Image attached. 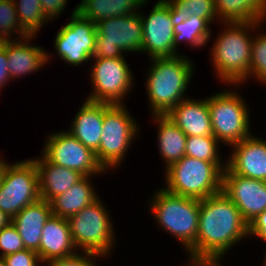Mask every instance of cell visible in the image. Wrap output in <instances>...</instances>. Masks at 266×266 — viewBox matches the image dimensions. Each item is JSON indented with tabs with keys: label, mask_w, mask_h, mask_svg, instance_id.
Wrapping results in <instances>:
<instances>
[{
	"label": "cell",
	"mask_w": 266,
	"mask_h": 266,
	"mask_svg": "<svg viewBox=\"0 0 266 266\" xmlns=\"http://www.w3.org/2000/svg\"><path fill=\"white\" fill-rule=\"evenodd\" d=\"M148 205L160 228L174 235L183 244L186 253H195L200 200L176 195L161 187L154 192Z\"/></svg>",
	"instance_id": "5b68a950"
},
{
	"label": "cell",
	"mask_w": 266,
	"mask_h": 266,
	"mask_svg": "<svg viewBox=\"0 0 266 266\" xmlns=\"http://www.w3.org/2000/svg\"><path fill=\"white\" fill-rule=\"evenodd\" d=\"M42 155L52 164L75 170L84 176H95L105 171L95 153L84 146L69 131H57L47 137Z\"/></svg>",
	"instance_id": "4fadbf2b"
},
{
	"label": "cell",
	"mask_w": 266,
	"mask_h": 266,
	"mask_svg": "<svg viewBox=\"0 0 266 266\" xmlns=\"http://www.w3.org/2000/svg\"><path fill=\"white\" fill-rule=\"evenodd\" d=\"M70 17V21L57 32L54 48L60 60L79 66L92 60L97 36L96 23L82 17L77 7Z\"/></svg>",
	"instance_id": "7c38bea8"
},
{
	"label": "cell",
	"mask_w": 266,
	"mask_h": 266,
	"mask_svg": "<svg viewBox=\"0 0 266 266\" xmlns=\"http://www.w3.org/2000/svg\"><path fill=\"white\" fill-rule=\"evenodd\" d=\"M36 35H29L25 38H15L14 40H6V53L9 74L11 80L18 77L32 74L44 64L50 62V53L46 52L41 46L30 44L31 39H35Z\"/></svg>",
	"instance_id": "e0dca14e"
},
{
	"label": "cell",
	"mask_w": 266,
	"mask_h": 266,
	"mask_svg": "<svg viewBox=\"0 0 266 266\" xmlns=\"http://www.w3.org/2000/svg\"><path fill=\"white\" fill-rule=\"evenodd\" d=\"M73 243L68 220L52 215L45 223L39 249L36 251L43 263L71 256L78 251Z\"/></svg>",
	"instance_id": "d6986e66"
},
{
	"label": "cell",
	"mask_w": 266,
	"mask_h": 266,
	"mask_svg": "<svg viewBox=\"0 0 266 266\" xmlns=\"http://www.w3.org/2000/svg\"><path fill=\"white\" fill-rule=\"evenodd\" d=\"M11 33L20 39L29 36L18 21L14 0H0V41L11 40Z\"/></svg>",
	"instance_id": "4dcf8cb0"
},
{
	"label": "cell",
	"mask_w": 266,
	"mask_h": 266,
	"mask_svg": "<svg viewBox=\"0 0 266 266\" xmlns=\"http://www.w3.org/2000/svg\"><path fill=\"white\" fill-rule=\"evenodd\" d=\"M5 266H39L42 263L38 253L34 250L23 249L2 257Z\"/></svg>",
	"instance_id": "e575fe53"
},
{
	"label": "cell",
	"mask_w": 266,
	"mask_h": 266,
	"mask_svg": "<svg viewBox=\"0 0 266 266\" xmlns=\"http://www.w3.org/2000/svg\"><path fill=\"white\" fill-rule=\"evenodd\" d=\"M90 178L91 176H85L81 181L50 202L54 216L68 219L99 197L94 186L91 185Z\"/></svg>",
	"instance_id": "603a6c76"
},
{
	"label": "cell",
	"mask_w": 266,
	"mask_h": 266,
	"mask_svg": "<svg viewBox=\"0 0 266 266\" xmlns=\"http://www.w3.org/2000/svg\"><path fill=\"white\" fill-rule=\"evenodd\" d=\"M92 59L94 64L89 75L94 89L86 100L112 105L125 104L124 96L130 93L135 80L124 57Z\"/></svg>",
	"instance_id": "8fae6325"
},
{
	"label": "cell",
	"mask_w": 266,
	"mask_h": 266,
	"mask_svg": "<svg viewBox=\"0 0 266 266\" xmlns=\"http://www.w3.org/2000/svg\"><path fill=\"white\" fill-rule=\"evenodd\" d=\"M98 197L84 209L68 218L71 237L77 250L109 258L115 245V232L109 209ZM114 244V245H113Z\"/></svg>",
	"instance_id": "8992f818"
},
{
	"label": "cell",
	"mask_w": 266,
	"mask_h": 266,
	"mask_svg": "<svg viewBox=\"0 0 266 266\" xmlns=\"http://www.w3.org/2000/svg\"><path fill=\"white\" fill-rule=\"evenodd\" d=\"M38 172L40 199L51 202L85 176L75 170L52 164L43 156L32 159Z\"/></svg>",
	"instance_id": "ffe728a7"
},
{
	"label": "cell",
	"mask_w": 266,
	"mask_h": 266,
	"mask_svg": "<svg viewBox=\"0 0 266 266\" xmlns=\"http://www.w3.org/2000/svg\"><path fill=\"white\" fill-rule=\"evenodd\" d=\"M260 32L253 37L249 78L252 76L266 84V32Z\"/></svg>",
	"instance_id": "1f68e13d"
},
{
	"label": "cell",
	"mask_w": 266,
	"mask_h": 266,
	"mask_svg": "<svg viewBox=\"0 0 266 266\" xmlns=\"http://www.w3.org/2000/svg\"><path fill=\"white\" fill-rule=\"evenodd\" d=\"M7 164L8 163L5 160L0 159V183Z\"/></svg>",
	"instance_id": "60d3db41"
},
{
	"label": "cell",
	"mask_w": 266,
	"mask_h": 266,
	"mask_svg": "<svg viewBox=\"0 0 266 266\" xmlns=\"http://www.w3.org/2000/svg\"><path fill=\"white\" fill-rule=\"evenodd\" d=\"M147 15L140 14L143 27L141 53L146 52L151 59L179 55L173 46L174 25L170 18L168 2L157 1L150 14Z\"/></svg>",
	"instance_id": "5bb4252c"
},
{
	"label": "cell",
	"mask_w": 266,
	"mask_h": 266,
	"mask_svg": "<svg viewBox=\"0 0 266 266\" xmlns=\"http://www.w3.org/2000/svg\"><path fill=\"white\" fill-rule=\"evenodd\" d=\"M237 91L224 90L208 98L213 136L230 147L251 136L249 109Z\"/></svg>",
	"instance_id": "ba28073f"
},
{
	"label": "cell",
	"mask_w": 266,
	"mask_h": 266,
	"mask_svg": "<svg viewBox=\"0 0 266 266\" xmlns=\"http://www.w3.org/2000/svg\"><path fill=\"white\" fill-rule=\"evenodd\" d=\"M104 257L90 252L75 253L71 256L47 261L46 266H96L95 259ZM95 258V259H94Z\"/></svg>",
	"instance_id": "836d02e7"
},
{
	"label": "cell",
	"mask_w": 266,
	"mask_h": 266,
	"mask_svg": "<svg viewBox=\"0 0 266 266\" xmlns=\"http://www.w3.org/2000/svg\"><path fill=\"white\" fill-rule=\"evenodd\" d=\"M39 199L38 172L32 158L8 163L0 183V209L12 219Z\"/></svg>",
	"instance_id": "30bf717a"
},
{
	"label": "cell",
	"mask_w": 266,
	"mask_h": 266,
	"mask_svg": "<svg viewBox=\"0 0 266 266\" xmlns=\"http://www.w3.org/2000/svg\"><path fill=\"white\" fill-rule=\"evenodd\" d=\"M214 6L223 23L266 21V0H214Z\"/></svg>",
	"instance_id": "cb8c5ba5"
},
{
	"label": "cell",
	"mask_w": 266,
	"mask_h": 266,
	"mask_svg": "<svg viewBox=\"0 0 266 266\" xmlns=\"http://www.w3.org/2000/svg\"><path fill=\"white\" fill-rule=\"evenodd\" d=\"M12 219L0 209V229L8 226Z\"/></svg>",
	"instance_id": "ab89813d"
},
{
	"label": "cell",
	"mask_w": 266,
	"mask_h": 266,
	"mask_svg": "<svg viewBox=\"0 0 266 266\" xmlns=\"http://www.w3.org/2000/svg\"><path fill=\"white\" fill-rule=\"evenodd\" d=\"M170 5V18L174 26L184 22L187 17L205 18L210 24L218 17L214 0H166Z\"/></svg>",
	"instance_id": "83f0119b"
},
{
	"label": "cell",
	"mask_w": 266,
	"mask_h": 266,
	"mask_svg": "<svg viewBox=\"0 0 266 266\" xmlns=\"http://www.w3.org/2000/svg\"><path fill=\"white\" fill-rule=\"evenodd\" d=\"M146 82L152 115H166L184 97L192 76L193 63L183 55L153 58ZM193 74V75H192Z\"/></svg>",
	"instance_id": "3957f363"
},
{
	"label": "cell",
	"mask_w": 266,
	"mask_h": 266,
	"mask_svg": "<svg viewBox=\"0 0 266 266\" xmlns=\"http://www.w3.org/2000/svg\"><path fill=\"white\" fill-rule=\"evenodd\" d=\"M257 236L266 242V210L249 224V236Z\"/></svg>",
	"instance_id": "f35d334b"
},
{
	"label": "cell",
	"mask_w": 266,
	"mask_h": 266,
	"mask_svg": "<svg viewBox=\"0 0 266 266\" xmlns=\"http://www.w3.org/2000/svg\"><path fill=\"white\" fill-rule=\"evenodd\" d=\"M104 121V103L84 101L69 132L94 153L100 146Z\"/></svg>",
	"instance_id": "7402d4cb"
},
{
	"label": "cell",
	"mask_w": 266,
	"mask_h": 266,
	"mask_svg": "<svg viewBox=\"0 0 266 266\" xmlns=\"http://www.w3.org/2000/svg\"><path fill=\"white\" fill-rule=\"evenodd\" d=\"M42 5V11L46 17L53 21L54 18L60 16L64 11L67 0H40Z\"/></svg>",
	"instance_id": "8d00e7d4"
},
{
	"label": "cell",
	"mask_w": 266,
	"mask_h": 266,
	"mask_svg": "<svg viewBox=\"0 0 266 266\" xmlns=\"http://www.w3.org/2000/svg\"><path fill=\"white\" fill-rule=\"evenodd\" d=\"M265 260H263L264 264L262 266H266V254H265Z\"/></svg>",
	"instance_id": "7bdbcfd3"
},
{
	"label": "cell",
	"mask_w": 266,
	"mask_h": 266,
	"mask_svg": "<svg viewBox=\"0 0 266 266\" xmlns=\"http://www.w3.org/2000/svg\"><path fill=\"white\" fill-rule=\"evenodd\" d=\"M97 36L92 58H122L142 51L143 27L140 12L105 18L96 23Z\"/></svg>",
	"instance_id": "9c48e42d"
},
{
	"label": "cell",
	"mask_w": 266,
	"mask_h": 266,
	"mask_svg": "<svg viewBox=\"0 0 266 266\" xmlns=\"http://www.w3.org/2000/svg\"><path fill=\"white\" fill-rule=\"evenodd\" d=\"M8 81L12 80L8 68L6 40H1L0 41V90H2L4 86H6Z\"/></svg>",
	"instance_id": "74e56055"
},
{
	"label": "cell",
	"mask_w": 266,
	"mask_h": 266,
	"mask_svg": "<svg viewBox=\"0 0 266 266\" xmlns=\"http://www.w3.org/2000/svg\"><path fill=\"white\" fill-rule=\"evenodd\" d=\"M25 249L20 234L12 222L0 229V258Z\"/></svg>",
	"instance_id": "d6a6232c"
},
{
	"label": "cell",
	"mask_w": 266,
	"mask_h": 266,
	"mask_svg": "<svg viewBox=\"0 0 266 266\" xmlns=\"http://www.w3.org/2000/svg\"><path fill=\"white\" fill-rule=\"evenodd\" d=\"M210 23L205 18H200L195 15L187 17V19L174 26L173 46L177 50V46L181 42H186L191 48L205 46L210 40L211 28Z\"/></svg>",
	"instance_id": "4316f807"
},
{
	"label": "cell",
	"mask_w": 266,
	"mask_h": 266,
	"mask_svg": "<svg viewBox=\"0 0 266 266\" xmlns=\"http://www.w3.org/2000/svg\"><path fill=\"white\" fill-rule=\"evenodd\" d=\"M186 136H213L208 108V98H187L174 106L167 114Z\"/></svg>",
	"instance_id": "ac0fdd59"
},
{
	"label": "cell",
	"mask_w": 266,
	"mask_h": 266,
	"mask_svg": "<svg viewBox=\"0 0 266 266\" xmlns=\"http://www.w3.org/2000/svg\"><path fill=\"white\" fill-rule=\"evenodd\" d=\"M222 192L233 201L248 224L266 210V181L237 175L226 167Z\"/></svg>",
	"instance_id": "9a60e30c"
},
{
	"label": "cell",
	"mask_w": 266,
	"mask_h": 266,
	"mask_svg": "<svg viewBox=\"0 0 266 266\" xmlns=\"http://www.w3.org/2000/svg\"><path fill=\"white\" fill-rule=\"evenodd\" d=\"M188 266H221V261L224 255L215 254H196L188 252ZM221 260V261H220Z\"/></svg>",
	"instance_id": "d590c367"
},
{
	"label": "cell",
	"mask_w": 266,
	"mask_h": 266,
	"mask_svg": "<svg viewBox=\"0 0 266 266\" xmlns=\"http://www.w3.org/2000/svg\"><path fill=\"white\" fill-rule=\"evenodd\" d=\"M249 236V224L222 191L200 200L196 254L224 255Z\"/></svg>",
	"instance_id": "6da1fadb"
},
{
	"label": "cell",
	"mask_w": 266,
	"mask_h": 266,
	"mask_svg": "<svg viewBox=\"0 0 266 266\" xmlns=\"http://www.w3.org/2000/svg\"><path fill=\"white\" fill-rule=\"evenodd\" d=\"M138 132V125L125 104L104 103L103 129L95 156L105 171L122 162Z\"/></svg>",
	"instance_id": "52a82bcc"
},
{
	"label": "cell",
	"mask_w": 266,
	"mask_h": 266,
	"mask_svg": "<svg viewBox=\"0 0 266 266\" xmlns=\"http://www.w3.org/2000/svg\"><path fill=\"white\" fill-rule=\"evenodd\" d=\"M153 117V122L158 124L159 154L165 160V168L167 169L185 156L187 136L166 115H153Z\"/></svg>",
	"instance_id": "d4e9b609"
},
{
	"label": "cell",
	"mask_w": 266,
	"mask_h": 266,
	"mask_svg": "<svg viewBox=\"0 0 266 266\" xmlns=\"http://www.w3.org/2000/svg\"><path fill=\"white\" fill-rule=\"evenodd\" d=\"M227 163L208 162L183 156L165 169L168 192L195 199H205L222 191L223 171Z\"/></svg>",
	"instance_id": "277c9868"
},
{
	"label": "cell",
	"mask_w": 266,
	"mask_h": 266,
	"mask_svg": "<svg viewBox=\"0 0 266 266\" xmlns=\"http://www.w3.org/2000/svg\"><path fill=\"white\" fill-rule=\"evenodd\" d=\"M52 215L50 202L39 199L12 218V224L20 234L25 249H39L43 227Z\"/></svg>",
	"instance_id": "44dd1931"
},
{
	"label": "cell",
	"mask_w": 266,
	"mask_h": 266,
	"mask_svg": "<svg viewBox=\"0 0 266 266\" xmlns=\"http://www.w3.org/2000/svg\"><path fill=\"white\" fill-rule=\"evenodd\" d=\"M148 0H81L77 12L94 23L105 18L138 13ZM137 11V12H136Z\"/></svg>",
	"instance_id": "484cf974"
},
{
	"label": "cell",
	"mask_w": 266,
	"mask_h": 266,
	"mask_svg": "<svg viewBox=\"0 0 266 266\" xmlns=\"http://www.w3.org/2000/svg\"><path fill=\"white\" fill-rule=\"evenodd\" d=\"M262 23H222L225 30L215 39L210 59L217 77L223 83L236 87L249 79L253 42V37L249 33L259 29Z\"/></svg>",
	"instance_id": "7a4b0ae2"
},
{
	"label": "cell",
	"mask_w": 266,
	"mask_h": 266,
	"mask_svg": "<svg viewBox=\"0 0 266 266\" xmlns=\"http://www.w3.org/2000/svg\"><path fill=\"white\" fill-rule=\"evenodd\" d=\"M220 142L214 136H187L185 156L208 162H221Z\"/></svg>",
	"instance_id": "f546056e"
},
{
	"label": "cell",
	"mask_w": 266,
	"mask_h": 266,
	"mask_svg": "<svg viewBox=\"0 0 266 266\" xmlns=\"http://www.w3.org/2000/svg\"><path fill=\"white\" fill-rule=\"evenodd\" d=\"M14 3L18 21L29 35H37L40 28L50 21L42 11L40 0H14Z\"/></svg>",
	"instance_id": "f1b7e54d"
},
{
	"label": "cell",
	"mask_w": 266,
	"mask_h": 266,
	"mask_svg": "<svg viewBox=\"0 0 266 266\" xmlns=\"http://www.w3.org/2000/svg\"><path fill=\"white\" fill-rule=\"evenodd\" d=\"M0 266H5L4 261L2 258H0Z\"/></svg>",
	"instance_id": "b9f144b4"
},
{
	"label": "cell",
	"mask_w": 266,
	"mask_h": 266,
	"mask_svg": "<svg viewBox=\"0 0 266 266\" xmlns=\"http://www.w3.org/2000/svg\"><path fill=\"white\" fill-rule=\"evenodd\" d=\"M227 167L235 174L266 181V140L254 134L231 146Z\"/></svg>",
	"instance_id": "2e32d148"
}]
</instances>
